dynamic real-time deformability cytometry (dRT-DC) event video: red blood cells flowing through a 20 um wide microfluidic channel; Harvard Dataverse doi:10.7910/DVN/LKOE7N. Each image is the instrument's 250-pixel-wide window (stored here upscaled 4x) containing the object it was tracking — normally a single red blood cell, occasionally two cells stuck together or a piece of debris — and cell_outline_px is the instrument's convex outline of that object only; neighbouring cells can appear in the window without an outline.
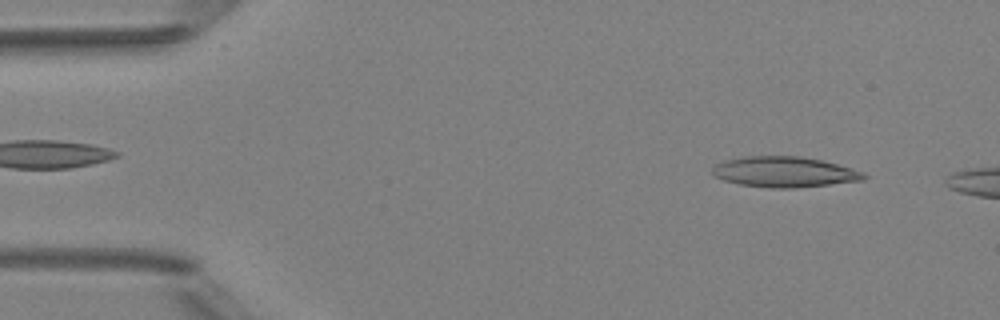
{"species": "Egyptian fruit bat (a non-hibernating species)", "species_latin": "Rousettus aegyptiacus", "temperature_condition": "room temperature", "stored_images_in_passage": 10, "camera_frame_rate_fps": 3000, "um_per_image_px": 0.085, "animal": {"sex": "female"}, "frame": {"image": 1, "passage_image": 4, "time_ms": 1.0, "image_size_px": [1000, 320], "cell_outline_px": [[868, 176], [864, 180], [792, 188], [772, 188], [740, 184], [724, 180], [716, 176], [712, 172], [712, 168], [716, 164], [724, 160], [740, 156], [800, 156], [820, 160], [852, 168], [864, 172]], "centroid_in_image_um": [66.66, 14.6], "position_along_channel_um": 18.3, "area_um2": 26.82}}